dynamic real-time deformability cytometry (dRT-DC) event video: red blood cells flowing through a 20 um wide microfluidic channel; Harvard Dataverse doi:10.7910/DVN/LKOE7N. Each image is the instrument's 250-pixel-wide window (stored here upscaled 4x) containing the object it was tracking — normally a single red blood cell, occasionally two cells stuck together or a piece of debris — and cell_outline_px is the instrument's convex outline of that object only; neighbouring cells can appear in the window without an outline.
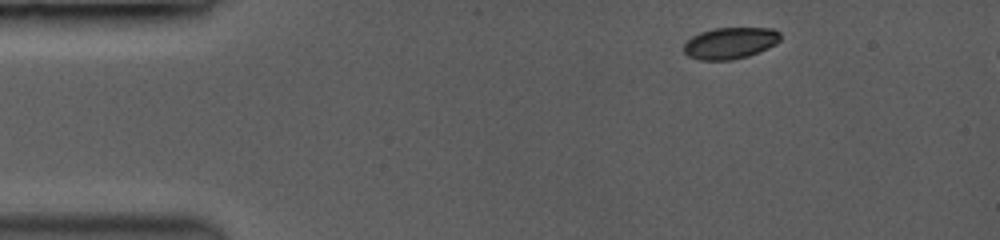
{"species": "common noctule bat (a hibernating species)", "species_latin": "Nyctalus noctula", "temperature_condition": "room temperature", "stored_images_in_passage": 23, "camera_frame_rate_fps": 3500, "um_per_image_px": 0.085, "animal": {"sex": "female", "body_mass_g": 19.0, "forearm_length_mm": 53.3}, "frame": {"image": 1, "passage_image": 1, "time_ms": 0.0, "image_size_px": [1000, 240], "cell_outline_px": [[780, 40], [748, 56], [728, 60], [700, 60], [688, 56], [684, 52], [684, 44], [692, 36], [700, 32], [716, 28], [772, 28], [780, 32]], "centroid_in_image_um": [62.01, 3.65], "position_along_channel_um": 23.0, "area_um2": 17.4}}
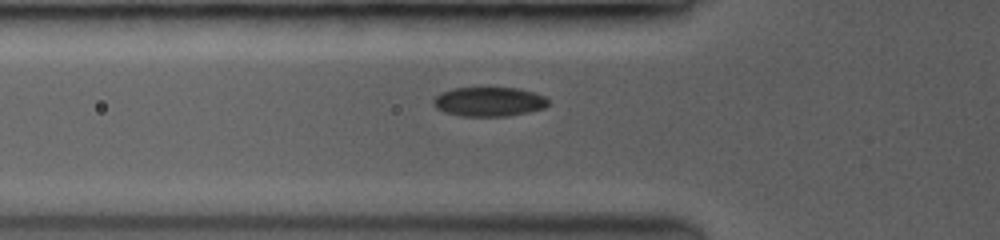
{"frame": {"image": 2, "passage_image": 18, "time_ms": 3.429, "image_size_px": [1000, 240], "cell_outline_px": [[548, 104], [544, 108], [508, 116], [464, 116], [448, 112], [436, 108], [432, 104], [432, 100], [436, 96], [444, 92], [456, 88], [520, 88], [544, 96], [548, 100]], "centroid_in_image_um": [41.58, 8.64], "position_along_channel_um": 84.2, "area_um2": 19.31}}